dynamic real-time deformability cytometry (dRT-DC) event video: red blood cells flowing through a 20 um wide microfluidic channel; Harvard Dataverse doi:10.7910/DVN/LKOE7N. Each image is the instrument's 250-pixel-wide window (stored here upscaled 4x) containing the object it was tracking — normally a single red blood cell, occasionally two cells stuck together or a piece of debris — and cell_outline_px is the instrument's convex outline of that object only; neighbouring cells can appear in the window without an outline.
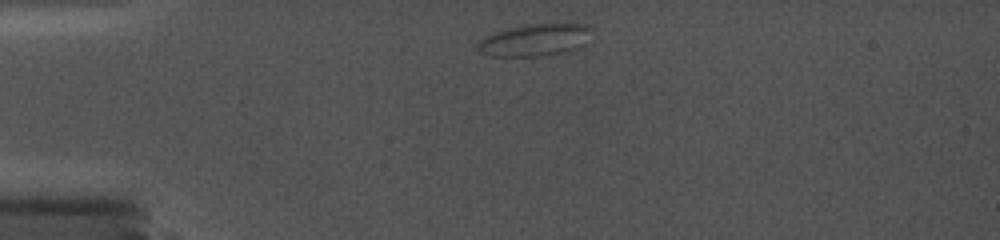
{"species": "common noctule bat (a hibernating species)", "species_latin": "Nyctalus noctula", "temperature_condition": "cold", "stored_images_in_passage": 72, "camera_frame_rate_fps": 5000, "um_per_image_px": 0.085, "animal": {"sex": "female", "body_mass_g": 19.0, "forearm_length_mm": 56.7}, "frame": {"image": 1, "passage_image": 1, "time_ms": 0.0, "image_size_px": [1000, 240], "cell_outline_px": [[588, 28], [532, 56], [496, 56], [480, 48], [476, 44], [484, 36], [492, 32], [504, 28], [524, 24], [588, 24]], "centroid_in_image_um": [44.84, 3.29], "position_along_channel_um": 40.2, "area_um2": 17.17}}
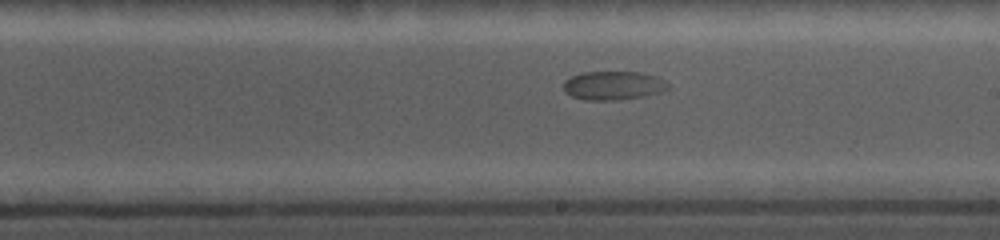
{"frame": {"image": 2, "passage_image": 35, "time_ms": 6.8, "image_size_px": [1000, 240], "cell_outline_px": [[668, 88], [660, 92], [644, 96], [616, 100], [584, 100], [572, 96], [564, 92], [564, 80], [580, 72], [640, 72], [656, 76], [664, 80], [668, 84]], "centroid_in_image_um": [52.1, 7.26], "position_along_channel_um": 236.9, "area_um2": 17.51}}
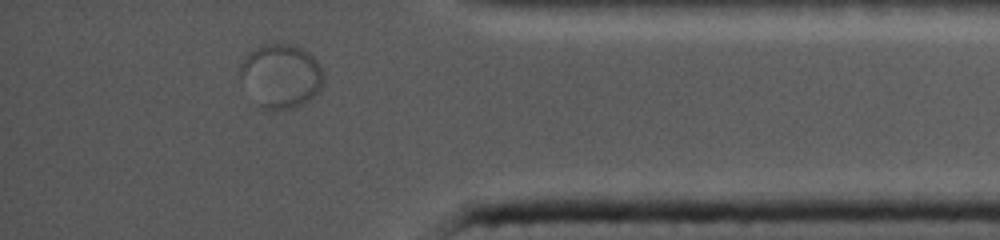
{"frame": {"image": 3, "passage_image": 63, "time_ms": 12.0, "image_size_px": [1000, 240], "cell_outline_px": [[324, 80], [320, 92], [316, 96], [304, 104], [280, 112], [272, 112], [256, 108], [236, 76], [240, 64], [244, 56], [248, 52], [264, 44], [300, 44], [320, 64], [324, 76]], "centroid_in_image_um": [23.82, 6.52], "position_along_channel_um": 411.4, "area_um2": 32.95}}